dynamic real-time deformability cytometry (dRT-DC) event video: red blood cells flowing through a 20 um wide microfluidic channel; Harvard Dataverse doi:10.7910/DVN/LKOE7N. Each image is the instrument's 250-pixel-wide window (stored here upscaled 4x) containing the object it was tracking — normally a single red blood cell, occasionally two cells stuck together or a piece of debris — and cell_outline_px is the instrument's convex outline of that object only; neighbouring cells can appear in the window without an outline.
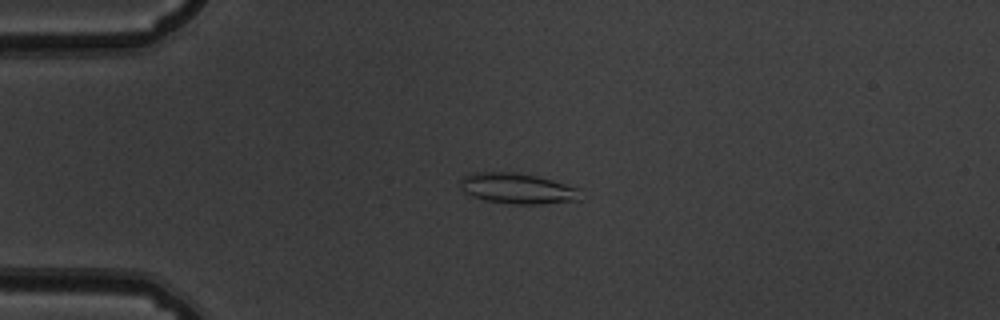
{"species": "common noctule bat (a hibernating species)", "species_latin": "Nyctalus noctula", "temperature_condition": "warm", "stored_images_in_passage": 53, "camera_frame_rate_fps": 3000, "um_per_image_px": 0.085, "animal": {"sex": "male", "body_mass_g": 19.5, "forearm_length_mm": 54.6}, "frame": {"image": 1, "passage_image": 13, "time_ms": 4.0, "image_size_px": [1000, 320], "cell_outline_px": [[580, 200], [544, 204], [516, 204], [484, 200], [472, 196], [464, 192], [460, 184], [460, 180], [464, 176], [472, 172], [516, 172], [536, 176], [552, 180], [580, 188]], "centroid_in_image_um": [43.99, 16.02], "position_along_channel_um": 41.0, "area_um2": 21.5}}
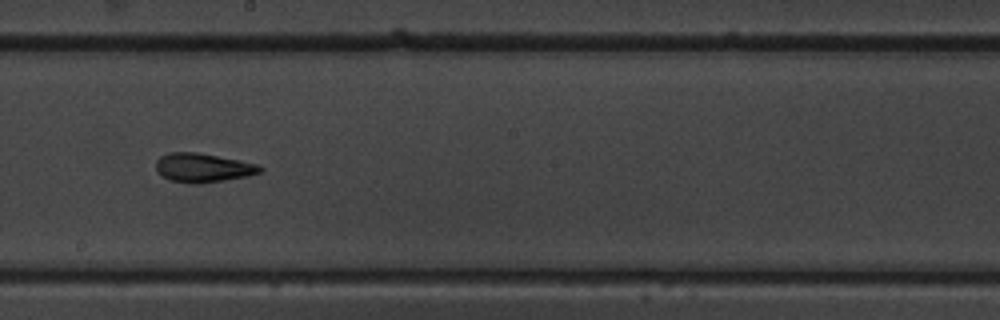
{"frame": {"image": 2, "passage_image": 30, "time_ms": 9.667, "image_size_px": [1000, 320], "cell_outline_px": [[264, 172], [248, 176], [200, 184], [188, 184], [168, 180], [160, 176], [156, 172], [156, 160], [160, 156], [168, 152], [196, 152], [256, 164], [264, 168]], "centroid_in_image_um": [17.2, 14.28], "position_along_channel_um": 231.0, "area_um2": 17.8}}
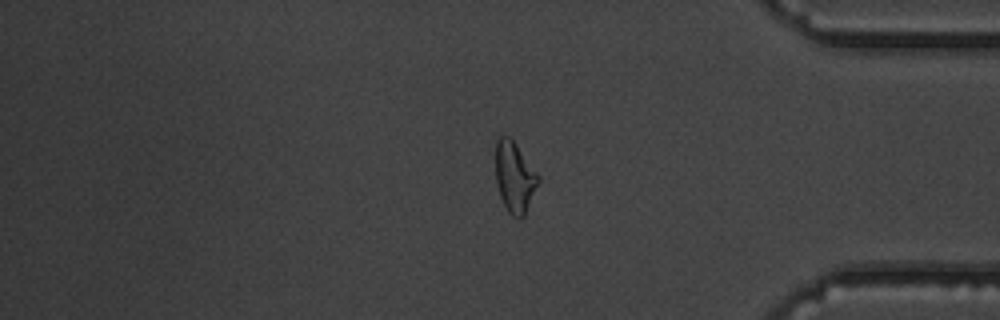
{"frame": {"image": 3, "passage_image": 44, "time_ms": 14.333, "image_size_px": [1000, 320], "cell_outline_px": [[540, 180], [524, 216], [520, 220], [512, 216], [508, 212], [500, 196], [496, 184], [496, 140], [500, 136], [508, 136], [516, 144], [540, 176]], "centroid_in_image_um": [43.74, 15.07], "position_along_channel_um": 391.5, "area_um2": 17.57}, "authors_computed_cell_mechanics": {"area_um2": 18.2648, "velocity_mm_per_s": 3.8768, "shape_relaxation_time_tau1_ms": 9.0038, "shape_relaxation_time_tau2_ms": 3.5406, "deformation_change_tau1": 0.2415, "deformation_change_tau2": 0.1318}}